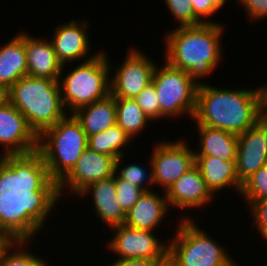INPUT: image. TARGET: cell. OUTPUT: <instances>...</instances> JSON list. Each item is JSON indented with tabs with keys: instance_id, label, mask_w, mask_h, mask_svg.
I'll return each mask as SVG.
<instances>
[{
	"instance_id": "6da1fadb",
	"label": "cell",
	"mask_w": 267,
	"mask_h": 266,
	"mask_svg": "<svg viewBox=\"0 0 267 266\" xmlns=\"http://www.w3.org/2000/svg\"><path fill=\"white\" fill-rule=\"evenodd\" d=\"M87 144L88 137L72 113L44 130L38 136L34 162L20 177L23 200L35 207L72 170Z\"/></svg>"
},
{
	"instance_id": "ac0fdd59",
	"label": "cell",
	"mask_w": 267,
	"mask_h": 266,
	"mask_svg": "<svg viewBox=\"0 0 267 266\" xmlns=\"http://www.w3.org/2000/svg\"><path fill=\"white\" fill-rule=\"evenodd\" d=\"M166 195H158L154 190L144 191L133 207L127 212L125 225L153 231L160 225L168 212Z\"/></svg>"
},
{
	"instance_id": "d4e9b609",
	"label": "cell",
	"mask_w": 267,
	"mask_h": 266,
	"mask_svg": "<svg viewBox=\"0 0 267 266\" xmlns=\"http://www.w3.org/2000/svg\"><path fill=\"white\" fill-rule=\"evenodd\" d=\"M116 124L132 139L146 128L149 118L134 99L115 98ZM148 122V123H147Z\"/></svg>"
},
{
	"instance_id": "f1b7e54d",
	"label": "cell",
	"mask_w": 267,
	"mask_h": 266,
	"mask_svg": "<svg viewBox=\"0 0 267 266\" xmlns=\"http://www.w3.org/2000/svg\"><path fill=\"white\" fill-rule=\"evenodd\" d=\"M123 157L124 156L119 157L115 162V183L117 198L122 209L127 214V212L137 202L143 191L139 187L134 186L133 183H128L126 180L120 179L116 176L118 170H120L119 168L122 164Z\"/></svg>"
},
{
	"instance_id": "5bb4252c",
	"label": "cell",
	"mask_w": 267,
	"mask_h": 266,
	"mask_svg": "<svg viewBox=\"0 0 267 266\" xmlns=\"http://www.w3.org/2000/svg\"><path fill=\"white\" fill-rule=\"evenodd\" d=\"M169 207L199 208L209 204L214 194L207 187L199 169L194 165L165 192ZM213 197V198H212Z\"/></svg>"
},
{
	"instance_id": "ba28073f",
	"label": "cell",
	"mask_w": 267,
	"mask_h": 266,
	"mask_svg": "<svg viewBox=\"0 0 267 266\" xmlns=\"http://www.w3.org/2000/svg\"><path fill=\"white\" fill-rule=\"evenodd\" d=\"M115 162L114 157L87 147L72 170L34 207L35 216L47 219L59 197L61 198L65 187L78 195L88 185L113 176Z\"/></svg>"
},
{
	"instance_id": "7c38bea8",
	"label": "cell",
	"mask_w": 267,
	"mask_h": 266,
	"mask_svg": "<svg viewBox=\"0 0 267 266\" xmlns=\"http://www.w3.org/2000/svg\"><path fill=\"white\" fill-rule=\"evenodd\" d=\"M113 76L110 78V94L115 98L135 99L150 83L156 68L149 57L137 49H131Z\"/></svg>"
},
{
	"instance_id": "4316f807",
	"label": "cell",
	"mask_w": 267,
	"mask_h": 266,
	"mask_svg": "<svg viewBox=\"0 0 267 266\" xmlns=\"http://www.w3.org/2000/svg\"><path fill=\"white\" fill-rule=\"evenodd\" d=\"M23 200L20 177L0 174V222Z\"/></svg>"
},
{
	"instance_id": "4fadbf2b",
	"label": "cell",
	"mask_w": 267,
	"mask_h": 266,
	"mask_svg": "<svg viewBox=\"0 0 267 266\" xmlns=\"http://www.w3.org/2000/svg\"><path fill=\"white\" fill-rule=\"evenodd\" d=\"M267 165V132L256 123L238 135L236 172L242 184Z\"/></svg>"
},
{
	"instance_id": "7402d4cb",
	"label": "cell",
	"mask_w": 267,
	"mask_h": 266,
	"mask_svg": "<svg viewBox=\"0 0 267 266\" xmlns=\"http://www.w3.org/2000/svg\"><path fill=\"white\" fill-rule=\"evenodd\" d=\"M87 137L103 132L116 124L115 97L106 98L80 107L74 113Z\"/></svg>"
},
{
	"instance_id": "9a60e30c",
	"label": "cell",
	"mask_w": 267,
	"mask_h": 266,
	"mask_svg": "<svg viewBox=\"0 0 267 266\" xmlns=\"http://www.w3.org/2000/svg\"><path fill=\"white\" fill-rule=\"evenodd\" d=\"M87 24V21L79 22L73 19L55 27L56 30L51 43L58 61L63 66L65 63L80 60L88 55L90 40L86 31Z\"/></svg>"
},
{
	"instance_id": "277c9868",
	"label": "cell",
	"mask_w": 267,
	"mask_h": 266,
	"mask_svg": "<svg viewBox=\"0 0 267 266\" xmlns=\"http://www.w3.org/2000/svg\"><path fill=\"white\" fill-rule=\"evenodd\" d=\"M8 101L25 116L37 136L67 115L58 80L21 77L8 89Z\"/></svg>"
},
{
	"instance_id": "e0dca14e",
	"label": "cell",
	"mask_w": 267,
	"mask_h": 266,
	"mask_svg": "<svg viewBox=\"0 0 267 266\" xmlns=\"http://www.w3.org/2000/svg\"><path fill=\"white\" fill-rule=\"evenodd\" d=\"M27 76L59 80L64 67L57 59L51 41L35 38L25 32Z\"/></svg>"
},
{
	"instance_id": "3957f363",
	"label": "cell",
	"mask_w": 267,
	"mask_h": 266,
	"mask_svg": "<svg viewBox=\"0 0 267 266\" xmlns=\"http://www.w3.org/2000/svg\"><path fill=\"white\" fill-rule=\"evenodd\" d=\"M223 29L224 26L216 22L177 26L166 36L164 60L187 72L199 84L201 77L213 72L221 61Z\"/></svg>"
},
{
	"instance_id": "4dcf8cb0",
	"label": "cell",
	"mask_w": 267,
	"mask_h": 266,
	"mask_svg": "<svg viewBox=\"0 0 267 266\" xmlns=\"http://www.w3.org/2000/svg\"><path fill=\"white\" fill-rule=\"evenodd\" d=\"M150 167V174L148 176L147 172L143 167L140 165L135 164H129L126 165V167H122L121 171H119V174L117 176L120 179L126 180L128 183H133L134 186L139 187L143 192L144 191H150L152 189H149L145 186L144 183L151 186L154 185L153 181V173H152V165ZM148 176V179H147Z\"/></svg>"
},
{
	"instance_id": "ffe728a7",
	"label": "cell",
	"mask_w": 267,
	"mask_h": 266,
	"mask_svg": "<svg viewBox=\"0 0 267 266\" xmlns=\"http://www.w3.org/2000/svg\"><path fill=\"white\" fill-rule=\"evenodd\" d=\"M195 166L213 194L228 186L240 193L241 184L236 172V160L223 161L213 156H195Z\"/></svg>"
},
{
	"instance_id": "cb8c5ba5",
	"label": "cell",
	"mask_w": 267,
	"mask_h": 266,
	"mask_svg": "<svg viewBox=\"0 0 267 266\" xmlns=\"http://www.w3.org/2000/svg\"><path fill=\"white\" fill-rule=\"evenodd\" d=\"M131 139L117 124L107 130L88 137L87 147L93 151L105 154L115 159L124 156L123 147Z\"/></svg>"
},
{
	"instance_id": "44dd1931",
	"label": "cell",
	"mask_w": 267,
	"mask_h": 266,
	"mask_svg": "<svg viewBox=\"0 0 267 266\" xmlns=\"http://www.w3.org/2000/svg\"><path fill=\"white\" fill-rule=\"evenodd\" d=\"M24 76H27L25 32H19L0 47V86L8 90Z\"/></svg>"
},
{
	"instance_id": "d590c367",
	"label": "cell",
	"mask_w": 267,
	"mask_h": 266,
	"mask_svg": "<svg viewBox=\"0 0 267 266\" xmlns=\"http://www.w3.org/2000/svg\"><path fill=\"white\" fill-rule=\"evenodd\" d=\"M226 4V0H205V18L215 15L222 6Z\"/></svg>"
},
{
	"instance_id": "f35d334b",
	"label": "cell",
	"mask_w": 267,
	"mask_h": 266,
	"mask_svg": "<svg viewBox=\"0 0 267 266\" xmlns=\"http://www.w3.org/2000/svg\"><path fill=\"white\" fill-rule=\"evenodd\" d=\"M8 101V90L0 86V106Z\"/></svg>"
},
{
	"instance_id": "836d02e7",
	"label": "cell",
	"mask_w": 267,
	"mask_h": 266,
	"mask_svg": "<svg viewBox=\"0 0 267 266\" xmlns=\"http://www.w3.org/2000/svg\"><path fill=\"white\" fill-rule=\"evenodd\" d=\"M247 11L249 18L253 21L267 17V0H237Z\"/></svg>"
},
{
	"instance_id": "ab89813d",
	"label": "cell",
	"mask_w": 267,
	"mask_h": 266,
	"mask_svg": "<svg viewBox=\"0 0 267 266\" xmlns=\"http://www.w3.org/2000/svg\"><path fill=\"white\" fill-rule=\"evenodd\" d=\"M262 97L267 101V84L261 86Z\"/></svg>"
},
{
	"instance_id": "2e32d148",
	"label": "cell",
	"mask_w": 267,
	"mask_h": 266,
	"mask_svg": "<svg viewBox=\"0 0 267 266\" xmlns=\"http://www.w3.org/2000/svg\"><path fill=\"white\" fill-rule=\"evenodd\" d=\"M92 192L95 214L110 228L124 224L126 213L122 209L116 193L115 174L109 178L94 182L85 187L79 194L81 197Z\"/></svg>"
},
{
	"instance_id": "8d00e7d4",
	"label": "cell",
	"mask_w": 267,
	"mask_h": 266,
	"mask_svg": "<svg viewBox=\"0 0 267 266\" xmlns=\"http://www.w3.org/2000/svg\"><path fill=\"white\" fill-rule=\"evenodd\" d=\"M257 123L267 132V101L263 97L258 106Z\"/></svg>"
},
{
	"instance_id": "74e56055",
	"label": "cell",
	"mask_w": 267,
	"mask_h": 266,
	"mask_svg": "<svg viewBox=\"0 0 267 266\" xmlns=\"http://www.w3.org/2000/svg\"><path fill=\"white\" fill-rule=\"evenodd\" d=\"M191 3L195 14L204 21V23H212V21H207L205 19V0H191Z\"/></svg>"
},
{
	"instance_id": "484cf974",
	"label": "cell",
	"mask_w": 267,
	"mask_h": 266,
	"mask_svg": "<svg viewBox=\"0 0 267 266\" xmlns=\"http://www.w3.org/2000/svg\"><path fill=\"white\" fill-rule=\"evenodd\" d=\"M35 217L34 207L22 200L0 222V253L3 248Z\"/></svg>"
},
{
	"instance_id": "d6986e66",
	"label": "cell",
	"mask_w": 267,
	"mask_h": 266,
	"mask_svg": "<svg viewBox=\"0 0 267 266\" xmlns=\"http://www.w3.org/2000/svg\"><path fill=\"white\" fill-rule=\"evenodd\" d=\"M46 219L32 218L28 224L3 248L0 253V266H45L46 262L32 252L25 251L23 246L29 243L36 232L43 229ZM32 237V238H31ZM16 248L17 250L14 249ZM23 248V249H22ZM14 249V251H13ZM13 251V252H11Z\"/></svg>"
},
{
	"instance_id": "1f68e13d",
	"label": "cell",
	"mask_w": 267,
	"mask_h": 266,
	"mask_svg": "<svg viewBox=\"0 0 267 266\" xmlns=\"http://www.w3.org/2000/svg\"><path fill=\"white\" fill-rule=\"evenodd\" d=\"M134 100L150 121L160 118V105L153 83L146 86Z\"/></svg>"
},
{
	"instance_id": "83f0119b",
	"label": "cell",
	"mask_w": 267,
	"mask_h": 266,
	"mask_svg": "<svg viewBox=\"0 0 267 266\" xmlns=\"http://www.w3.org/2000/svg\"><path fill=\"white\" fill-rule=\"evenodd\" d=\"M239 194L244 197L246 203L267 198V165L260 168L241 184Z\"/></svg>"
},
{
	"instance_id": "8fae6325",
	"label": "cell",
	"mask_w": 267,
	"mask_h": 266,
	"mask_svg": "<svg viewBox=\"0 0 267 266\" xmlns=\"http://www.w3.org/2000/svg\"><path fill=\"white\" fill-rule=\"evenodd\" d=\"M113 237L109 249L118 259L168 260V243L159 240L149 230L131 228L125 224L111 228Z\"/></svg>"
},
{
	"instance_id": "5b68a950",
	"label": "cell",
	"mask_w": 267,
	"mask_h": 266,
	"mask_svg": "<svg viewBox=\"0 0 267 266\" xmlns=\"http://www.w3.org/2000/svg\"><path fill=\"white\" fill-rule=\"evenodd\" d=\"M110 65L102 50L85 58L65 77L61 72L58 82L64 108L74 113L80 107L106 98L110 94Z\"/></svg>"
},
{
	"instance_id": "e575fe53",
	"label": "cell",
	"mask_w": 267,
	"mask_h": 266,
	"mask_svg": "<svg viewBox=\"0 0 267 266\" xmlns=\"http://www.w3.org/2000/svg\"><path fill=\"white\" fill-rule=\"evenodd\" d=\"M168 260L117 259L110 266H167Z\"/></svg>"
},
{
	"instance_id": "d6a6232c",
	"label": "cell",
	"mask_w": 267,
	"mask_h": 266,
	"mask_svg": "<svg viewBox=\"0 0 267 266\" xmlns=\"http://www.w3.org/2000/svg\"><path fill=\"white\" fill-rule=\"evenodd\" d=\"M248 205L251 207L252 217L255 218L253 220L254 225H256L259 234L267 241V198L250 201Z\"/></svg>"
},
{
	"instance_id": "603a6c76",
	"label": "cell",
	"mask_w": 267,
	"mask_h": 266,
	"mask_svg": "<svg viewBox=\"0 0 267 266\" xmlns=\"http://www.w3.org/2000/svg\"><path fill=\"white\" fill-rule=\"evenodd\" d=\"M199 151L195 156H213L223 161L236 160L238 135L208 126H198Z\"/></svg>"
},
{
	"instance_id": "8992f818",
	"label": "cell",
	"mask_w": 267,
	"mask_h": 266,
	"mask_svg": "<svg viewBox=\"0 0 267 266\" xmlns=\"http://www.w3.org/2000/svg\"><path fill=\"white\" fill-rule=\"evenodd\" d=\"M6 149L0 159V174L21 177L35 160L38 136L25 116L9 101L0 106V145Z\"/></svg>"
},
{
	"instance_id": "52a82bcc",
	"label": "cell",
	"mask_w": 267,
	"mask_h": 266,
	"mask_svg": "<svg viewBox=\"0 0 267 266\" xmlns=\"http://www.w3.org/2000/svg\"><path fill=\"white\" fill-rule=\"evenodd\" d=\"M192 220L182 218L168 242L167 266H238L224 247Z\"/></svg>"
},
{
	"instance_id": "30bf717a",
	"label": "cell",
	"mask_w": 267,
	"mask_h": 266,
	"mask_svg": "<svg viewBox=\"0 0 267 266\" xmlns=\"http://www.w3.org/2000/svg\"><path fill=\"white\" fill-rule=\"evenodd\" d=\"M179 140L154 145L149 159L154 185L162 186L164 191L195 165L194 150L185 140Z\"/></svg>"
},
{
	"instance_id": "f546056e",
	"label": "cell",
	"mask_w": 267,
	"mask_h": 266,
	"mask_svg": "<svg viewBox=\"0 0 267 266\" xmlns=\"http://www.w3.org/2000/svg\"><path fill=\"white\" fill-rule=\"evenodd\" d=\"M168 11L179 22L180 26H198L204 24L194 12L191 0H165Z\"/></svg>"
},
{
	"instance_id": "7a4b0ae2",
	"label": "cell",
	"mask_w": 267,
	"mask_h": 266,
	"mask_svg": "<svg viewBox=\"0 0 267 266\" xmlns=\"http://www.w3.org/2000/svg\"><path fill=\"white\" fill-rule=\"evenodd\" d=\"M203 83L198 85L192 117L197 126L218 128L239 135L257 123L261 87L233 90Z\"/></svg>"
},
{
	"instance_id": "9c48e42d",
	"label": "cell",
	"mask_w": 267,
	"mask_h": 266,
	"mask_svg": "<svg viewBox=\"0 0 267 266\" xmlns=\"http://www.w3.org/2000/svg\"><path fill=\"white\" fill-rule=\"evenodd\" d=\"M164 61L161 68L156 66L152 78L160 105V119L185 113L193 117L199 84L187 72Z\"/></svg>"
}]
</instances>
